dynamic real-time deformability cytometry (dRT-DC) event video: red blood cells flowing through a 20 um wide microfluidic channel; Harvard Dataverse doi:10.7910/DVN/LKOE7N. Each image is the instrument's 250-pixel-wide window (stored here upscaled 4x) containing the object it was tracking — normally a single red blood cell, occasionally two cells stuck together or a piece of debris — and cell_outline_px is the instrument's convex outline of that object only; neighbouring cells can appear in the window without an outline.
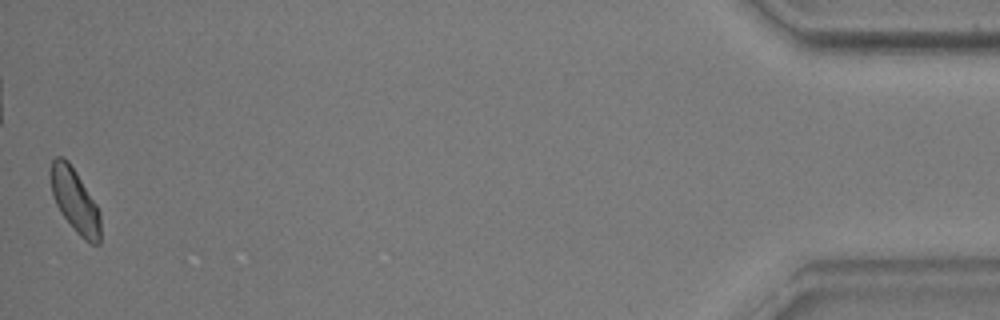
{"species": "common noctule bat (a hibernating species)", "species_latin": "Nyctalus noctula", "temperature_condition": "warm", "stored_images_in_passage": 54, "camera_frame_rate_fps": 3000, "um_per_image_px": 0.085, "animal": {"sex": "male", "body_mass_g": 17.9, "forearm_length_mm": 54.2}, "frame": {"image": 1, "passage_image": 54, "time_ms": 17.667, "image_size_px": [1000, 320], "cell_outline_px": [[100, 244], [92, 244], [84, 240], [76, 232], [60, 212], [56, 204], [52, 192], [48, 172], [52, 160], [56, 156], [60, 156], [68, 160], [76, 172], [96, 204], [100, 212]], "centroid_in_image_um": [6.34, 17.04], "position_along_channel_um": 428.9, "area_um2": 18.61}, "authors_computed_cell_mechanics": {"area_um2": 18.9006, "velocity_mm_per_s": 3.7369, "shape_relaxation_time_tau1_ms": 2.7271, "shape_relaxation_time_tau2_ms": null, "deformation_change_tau1": 0.0841, "deformation_change_tau2": null}}